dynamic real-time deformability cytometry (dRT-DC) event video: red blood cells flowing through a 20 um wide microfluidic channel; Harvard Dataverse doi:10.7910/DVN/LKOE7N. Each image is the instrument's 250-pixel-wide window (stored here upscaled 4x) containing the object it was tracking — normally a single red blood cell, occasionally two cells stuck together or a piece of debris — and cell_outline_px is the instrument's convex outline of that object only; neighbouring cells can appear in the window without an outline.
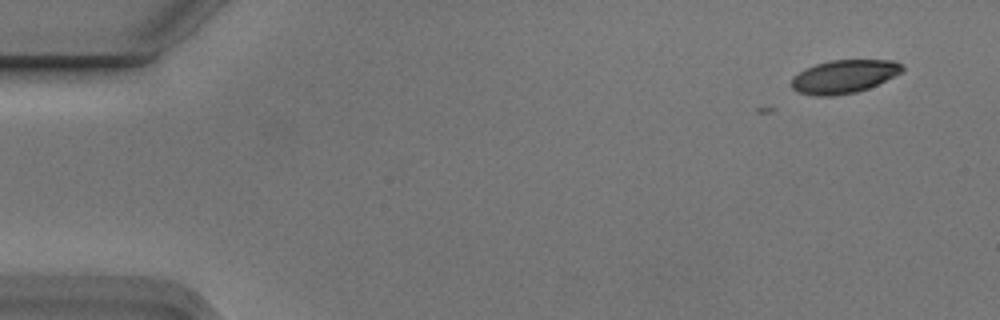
{"species": "Egyptian fruit bat (a non-hibernating species)", "species_latin": "Rousettus aegyptiacus", "temperature_condition": "cold", "stored_images_in_passage": 7, "camera_frame_rate_fps": 3000, "um_per_image_px": 0.085, "animal": {"sex": "male"}, "frame": {"image": 1, "passage_image": 1, "time_ms": 0.0, "image_size_px": [1000, 320], "cell_outline_px": [[904, 72], [868, 88], [856, 92], [832, 96], [816, 96], [800, 92], [792, 88], [792, 76], [816, 64], [828, 60], [896, 60], [904, 64]], "centroid_in_image_um": [71.8, 6.49], "position_along_channel_um": 13.2, "area_um2": 21.5}}
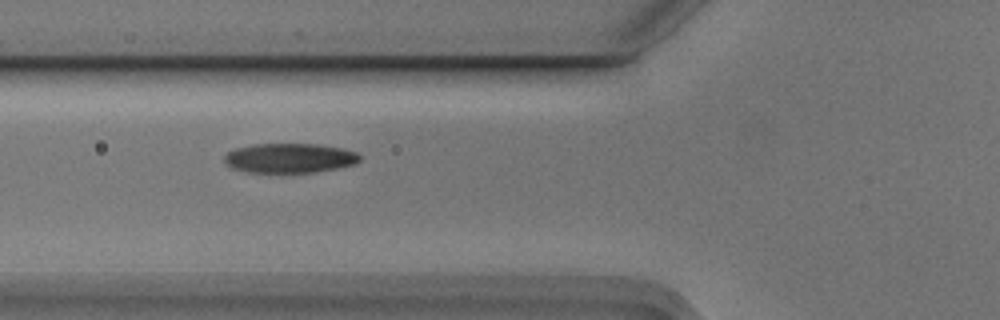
{"frame": {"image": 2, "passage_image": 6, "time_ms": 1.667, "image_size_px": [1000, 320], "cell_outline_px": [[360, 160], [356, 164], [316, 172], [248, 172], [232, 168], [224, 160], [224, 156], [228, 152], [236, 148], [252, 144], [316, 144], [344, 148], [356, 152], [360, 156]], "centroid_in_image_um": [24.64, 13.43], "position_along_channel_um": 101.2, "area_um2": 23.29}}
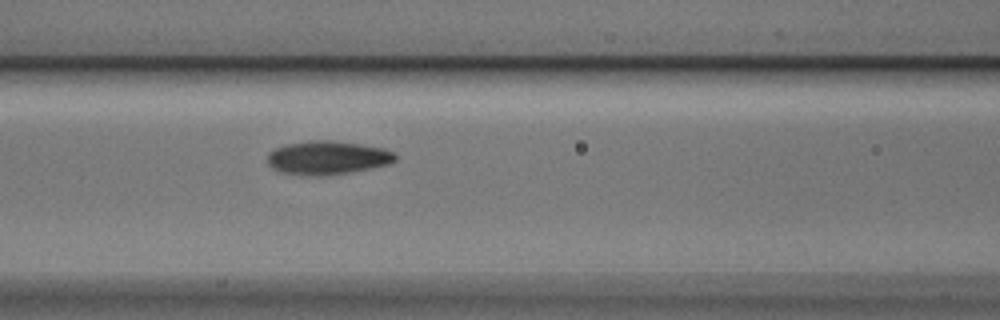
{"frame": {"image": 3, "passage_image": 7, "time_ms": 2.0, "image_size_px": [1000, 320], "cell_outline_px": [[396, 160], [388, 164], [348, 172], [320, 176], [308, 176], [280, 172], [272, 168], [268, 164], [268, 152], [276, 148], [288, 144], [308, 140], [328, 140], [360, 144], [384, 148], [392, 152], [396, 156]], "centroid_in_image_um": [27.8, 13.4], "position_along_channel_um": 138.8, "area_um2": 24.85}}